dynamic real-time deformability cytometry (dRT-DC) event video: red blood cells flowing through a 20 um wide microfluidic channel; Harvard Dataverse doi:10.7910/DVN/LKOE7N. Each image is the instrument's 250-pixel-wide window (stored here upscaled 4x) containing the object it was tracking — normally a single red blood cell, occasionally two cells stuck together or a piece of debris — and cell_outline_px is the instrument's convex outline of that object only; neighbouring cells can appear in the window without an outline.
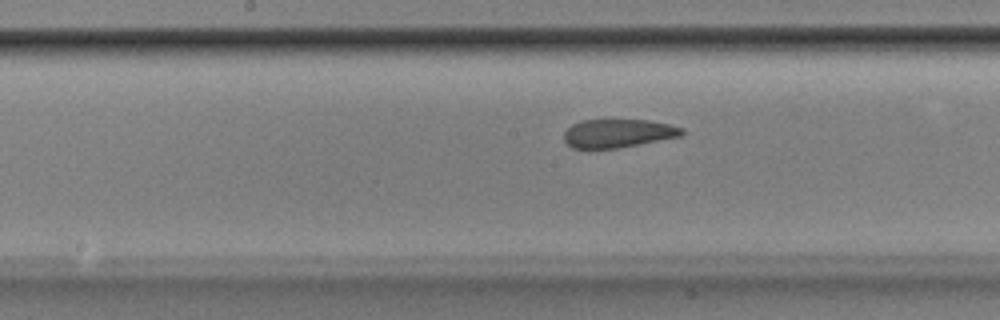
{"species": "Egyptian fruit bat (a non-hibernating species)", "species_latin": "Rousettus aegyptiacus", "temperature_condition": "room temperature", "stored_images_in_passage": 53, "camera_frame_rate_fps": 3000, "um_per_image_px": 0.085, "animal": {"sex": "male"}, "frame": {"image": 1, "passage_image": 27, "time_ms": 8.667, "image_size_px": [1000, 320], "cell_outline_px": [[684, 132], [680, 136], [616, 148], [572, 148], [564, 140], [564, 132], [572, 124], [580, 120], [648, 120], [668, 124], [684, 128]], "centroid_in_image_um": [52.5, 11.32], "position_along_channel_um": 195.7, "area_um2": 19.31}}
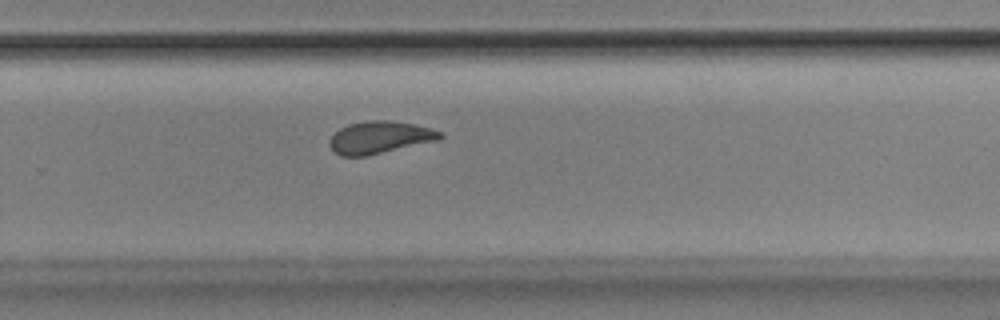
{"frame": {"image": 2, "passage_image": 35, "time_ms": 11.333, "image_size_px": [1000, 320], "cell_outline_px": [[444, 136], [440, 140], [364, 156], [340, 156], [332, 152], [328, 144], [328, 140], [340, 128], [348, 124], [368, 120], [392, 120], [432, 128], [444, 132]], "centroid_in_image_um": [32.28, 11.67], "position_along_channel_um": 297.5, "area_um2": 21.04}}
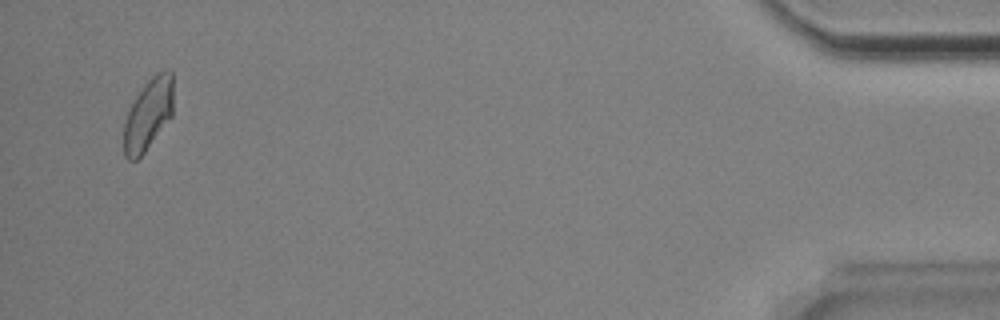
{"frame": {"image": 3, "passage_image": 51, "time_ms": 16.667, "image_size_px": [1000, 320], "cell_outline_px": [[172, 116], [144, 152], [136, 160], [128, 160], [124, 156], [124, 124], [128, 112], [136, 96], [144, 84], [156, 72], [172, 72]], "centroid_in_image_um": [12.59, 9.74], "position_along_channel_um": 422.6, "area_um2": 20.23}, "authors_computed_cell_mechanics": {"area_um2": 21.3282, "velocity_mm_per_s": 3.8346, "shape_relaxation_time_tau1_ms": null, "shape_relaxation_time_tau2_ms": 1.3581, "deformation_change_tau1": null, "deformation_change_tau2": 0.0733}}